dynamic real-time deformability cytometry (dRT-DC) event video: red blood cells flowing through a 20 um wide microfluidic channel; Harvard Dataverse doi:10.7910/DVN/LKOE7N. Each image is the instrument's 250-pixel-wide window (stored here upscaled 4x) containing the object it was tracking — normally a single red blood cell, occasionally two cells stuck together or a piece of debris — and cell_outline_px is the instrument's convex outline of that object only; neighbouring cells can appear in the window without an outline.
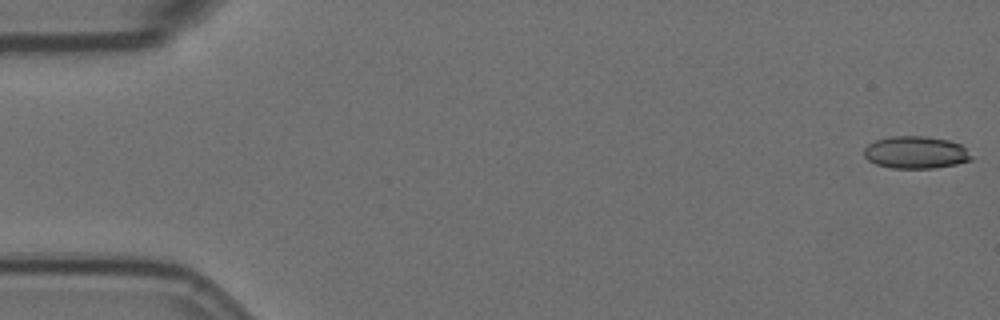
{"species": "Egyptian fruit bat (a non-hibernating species)", "species_latin": "Rousettus aegyptiacus", "temperature_condition": "room temperature", "stored_images_in_passage": 6, "camera_frame_rate_fps": 3000, "um_per_image_px": 0.085, "animal": {"sex": "female"}, "frame": {"image": 1, "passage_image": 1, "time_ms": 0.0, "image_size_px": [1000, 320], "cell_outline_px": [[972, 160], [956, 164], [936, 168], [892, 168], [876, 164], [868, 160], [864, 156], [864, 148], [868, 144], [876, 140], [892, 136], [924, 136], [948, 140], [960, 144], [972, 156]], "centroid_in_image_um": [77.83, 12.96], "position_along_channel_um": 7.2, "area_um2": 20.17}}